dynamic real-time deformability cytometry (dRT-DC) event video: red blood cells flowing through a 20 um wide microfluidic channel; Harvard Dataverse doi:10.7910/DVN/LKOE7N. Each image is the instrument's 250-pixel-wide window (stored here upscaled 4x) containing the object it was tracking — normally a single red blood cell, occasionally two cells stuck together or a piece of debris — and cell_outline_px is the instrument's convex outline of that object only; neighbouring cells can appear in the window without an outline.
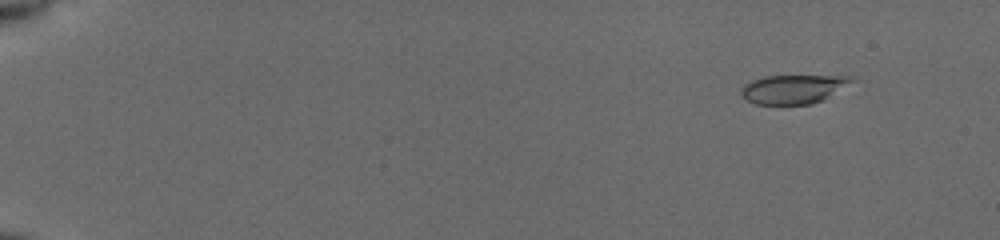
{"species": "common noctule bat (a hibernating species)", "species_latin": "Nyctalus noctula", "temperature_condition": "cold", "stored_images_in_passage": 50, "camera_frame_rate_fps": 3000, "um_per_image_px": 0.085, "animal": {"sex": "female", "body_mass_g": 19.5, "forearm_length_mm": 54.1}, "frame": {"image": 1, "passage_image": 1, "time_ms": 0.0, "image_size_px": [1000, 240], "cell_outline_px": [[856, 80], [824, 100], [808, 104], [756, 104], [744, 100], [740, 92], [740, 88], [744, 84], [752, 80], [764, 76], [856, 76]], "centroid_in_image_um": [67.42, 7.57], "position_along_channel_um": 17.6, "area_um2": 18.79}}
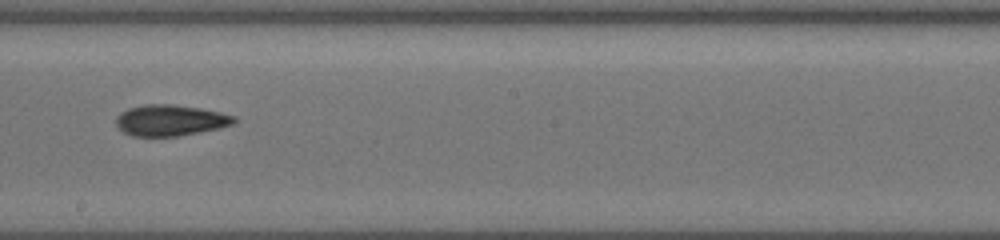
{"frame": {"image": 2, "passage_image": 29, "time_ms": 9.333, "image_size_px": [1000, 240], "cell_outline_px": [[236, 124], [220, 128], [176, 136], [132, 136], [124, 132], [116, 124], [116, 116], [120, 112], [128, 108], [144, 104], [172, 104], [200, 108], [220, 112], [236, 116]], "centroid_in_image_um": [14.49, 10.22], "position_along_channel_um": 233.7, "area_um2": 21.44}}
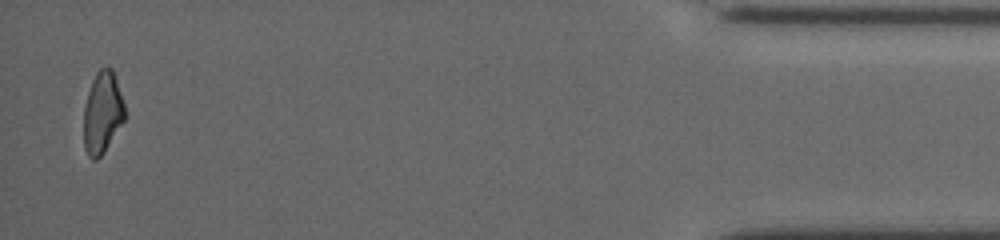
{"frame": {"image": 3, "passage_image": 49, "time_ms": 16.0, "image_size_px": [1000, 240], "cell_outline_px": [[124, 120], [104, 152], [96, 160], [92, 160], [88, 156], [84, 148], [84, 108], [88, 92], [92, 80], [96, 72], [100, 68], [112, 68], [124, 104]], "centroid_in_image_um": [8.69, 9.59], "position_along_channel_um": 426.5, "area_um2": 19.31}, "authors_computed_cell_mechanics": {"area_um2": 20.6346, "velocity_mm_per_s": 3.9277, "shape_relaxation_time_tau1_ms": 10.8117, "shape_relaxation_time_tau2_ms": 3.8358, "deformation_change_tau1": 0.2364, "deformation_change_tau2": 0.1061}}